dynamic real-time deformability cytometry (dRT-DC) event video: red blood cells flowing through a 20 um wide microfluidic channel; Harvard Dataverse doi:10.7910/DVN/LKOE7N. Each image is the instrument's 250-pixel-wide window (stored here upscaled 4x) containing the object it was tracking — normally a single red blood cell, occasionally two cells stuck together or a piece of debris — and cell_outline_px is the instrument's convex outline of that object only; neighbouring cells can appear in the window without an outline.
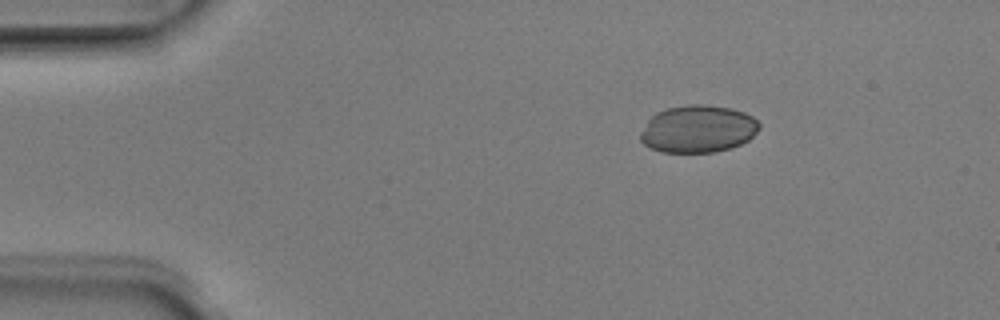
{"species": "Egyptian fruit bat (a non-hibernating species)", "species_latin": "Rousettus aegyptiacus", "temperature_condition": "room temperature", "stored_images_in_passage": 43, "camera_frame_rate_fps": 3000, "um_per_image_px": 0.085, "animal": {"sex": "male"}, "frame": {"image": 1, "passage_image": 1, "time_ms": 0.0, "image_size_px": [1000, 320], "cell_outline_px": [[760, 128], [748, 140], [740, 144], [716, 152], [660, 152], [644, 144], [640, 140], [640, 132], [648, 120], [656, 112], [668, 108], [688, 104], [704, 104], [728, 108], [744, 112], [752, 116], [760, 124]], "centroid_in_image_um": [59.31, 10.96], "position_along_channel_um": 25.7, "area_um2": 32.71}}
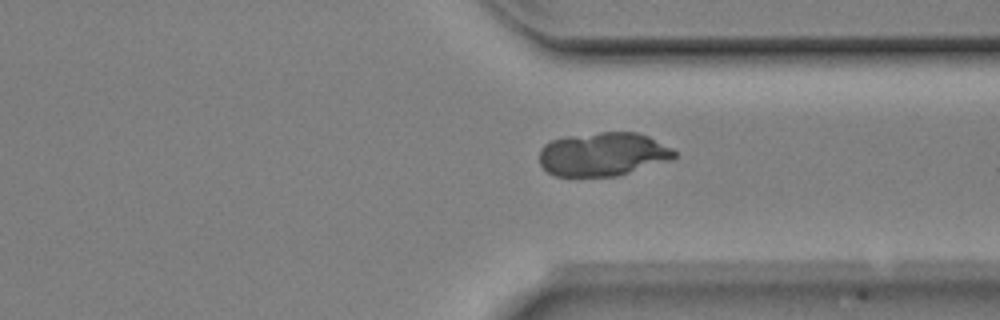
{"frame": {"image": 2, "passage_image": 31, "time_ms": 10.0, "image_size_px": [1000, 320], "cell_outline_px": [[676, 156], [672, 160], [616, 176], [556, 176], [548, 172], [540, 164], [540, 148], [544, 144], [552, 140], [568, 136], [600, 132], [636, 132], [648, 136], [672, 148], [676, 152]], "centroid_in_image_um": [51.26, 13.1], "position_along_channel_um": 360.1, "area_um2": 34.33}}
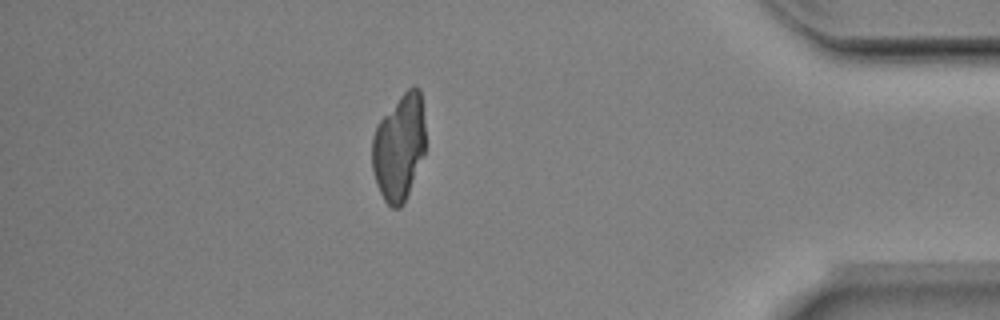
{"frame": {"image": 3, "passage_image": 37, "time_ms": 12.0, "image_size_px": [1000, 320], "cell_outline_px": [[424, 156], [404, 204], [400, 208], [392, 208], [384, 200], [376, 184], [372, 168], [372, 136], [376, 124], [400, 96], [408, 88], [416, 84], [420, 88], [424, 124]], "centroid_in_image_um": [33.91, 12.53], "position_along_channel_um": 401.3, "area_um2": 33.29}}